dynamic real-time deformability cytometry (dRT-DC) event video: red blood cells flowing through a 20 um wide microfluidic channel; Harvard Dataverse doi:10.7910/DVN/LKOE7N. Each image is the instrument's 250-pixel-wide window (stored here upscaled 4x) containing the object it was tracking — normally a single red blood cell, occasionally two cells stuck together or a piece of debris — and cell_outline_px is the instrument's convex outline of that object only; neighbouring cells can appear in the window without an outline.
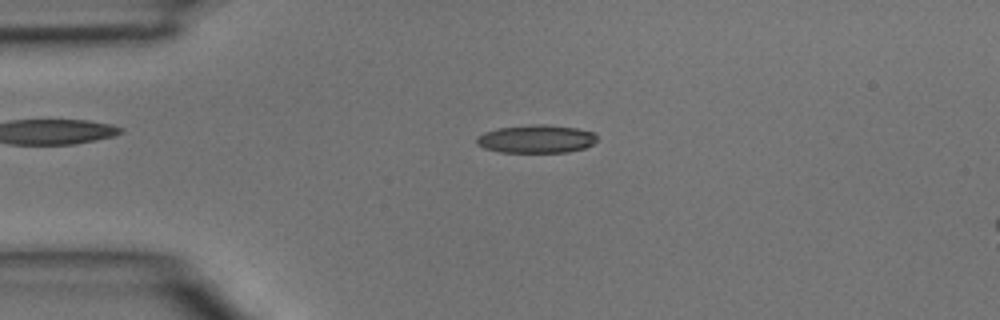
{"species": "common noctule bat (a hibernating species)", "species_latin": "Nyctalus noctula", "temperature_condition": "room temperature", "stored_images_in_passage": 37, "camera_frame_rate_fps": 3000, "um_per_image_px": 0.085, "animal": {"sex": "male", "body_mass_g": 15.6}, "frame": {"image": 1, "passage_image": 3, "time_ms": 0.667, "image_size_px": [1000, 320], "cell_outline_px": [[596, 140], [592, 144], [584, 148], [568, 152], [500, 152], [484, 148], [476, 144], [476, 136], [484, 132], [500, 128], [540, 124], [576, 128], [592, 132], [596, 136]], "centroid_in_image_um": [45.55, 11.82], "position_along_channel_um": 39.5, "area_um2": 19.48}}
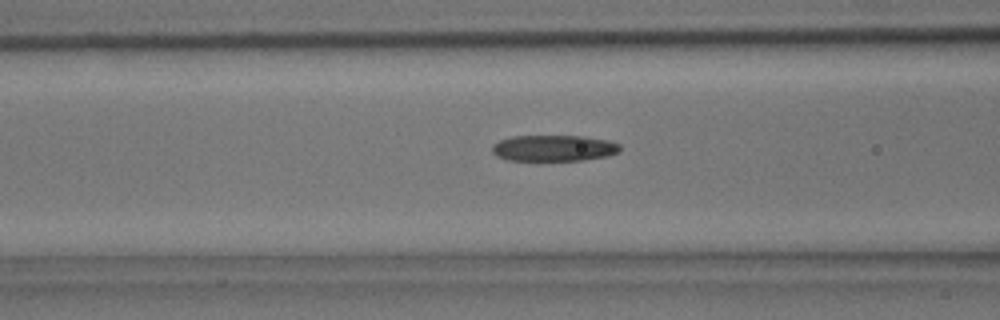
{"frame": {"image": 2, "passage_image": 10, "time_ms": 3.0, "image_size_px": [1000, 320], "cell_outline_px": [[620, 152], [608, 156], [584, 160], [508, 160], [496, 156], [492, 152], [492, 144], [500, 140], [512, 136], [584, 136], [608, 140], [620, 144]], "centroid_in_image_um": [47.08, 12.59], "position_along_channel_um": 119.5, "area_um2": 19.59}}
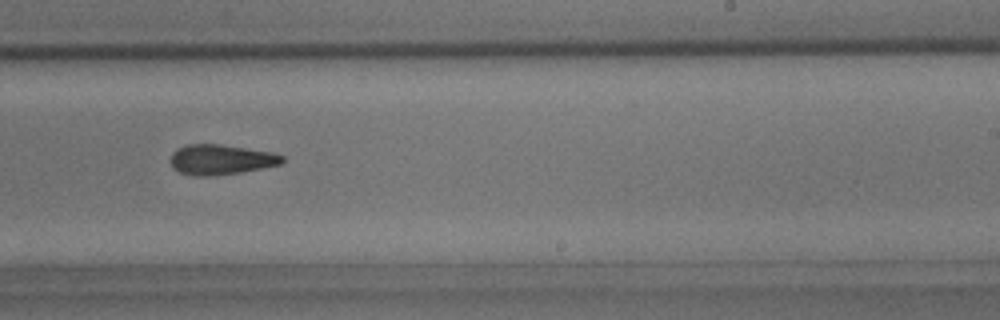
{"frame": {"image": 3, "passage_image": 20, "time_ms": 6.333, "image_size_px": [1000, 320], "cell_outline_px": [[284, 160], [280, 164], [240, 172], [212, 176], [192, 176], [180, 172], [172, 168], [168, 160], [172, 152], [176, 148], [188, 144], [220, 144], [272, 152], [284, 156]], "centroid_in_image_um": [18.7, 13.56], "position_along_channel_um": 270.3, "area_um2": 19.77}}